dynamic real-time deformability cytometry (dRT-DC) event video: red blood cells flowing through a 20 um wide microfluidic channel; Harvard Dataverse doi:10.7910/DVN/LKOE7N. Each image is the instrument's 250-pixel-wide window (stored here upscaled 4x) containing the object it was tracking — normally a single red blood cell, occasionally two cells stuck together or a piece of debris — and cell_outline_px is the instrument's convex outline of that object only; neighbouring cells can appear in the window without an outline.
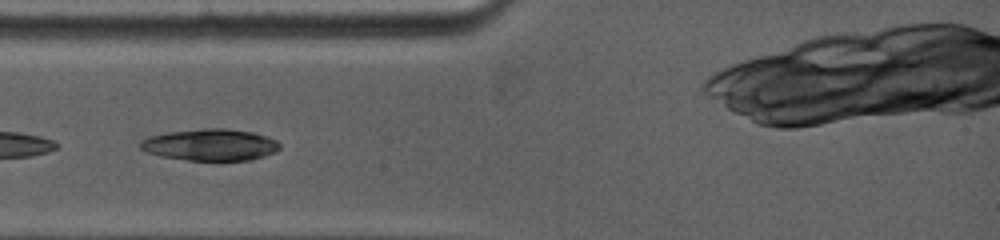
{"species": "common noctule bat (a hibernating species)", "species_latin": "Nyctalus noctula", "temperature_condition": "warm", "stored_images_in_passage": 28, "camera_frame_rate_fps": 5000, "um_per_image_px": 0.085, "animal": {"sex": "female", "body_mass_g": 19.0, "forearm_length_mm": 53.3}, "frame": {"image": 1, "passage_image": 2, "time_ms": 0.6, "image_size_px": [1000, 240], "cell_outline_px": [[280, 148], [264, 156], [248, 160], [188, 160], [160, 156], [148, 152], [140, 148], [136, 144], [140, 140], [148, 136], [168, 132], [204, 128], [228, 128], [252, 132], [268, 136], [276, 140], [280, 144]], "centroid_in_image_um": [17.84, 12.29], "position_along_channel_um": 67.2, "area_um2": 25.84}}
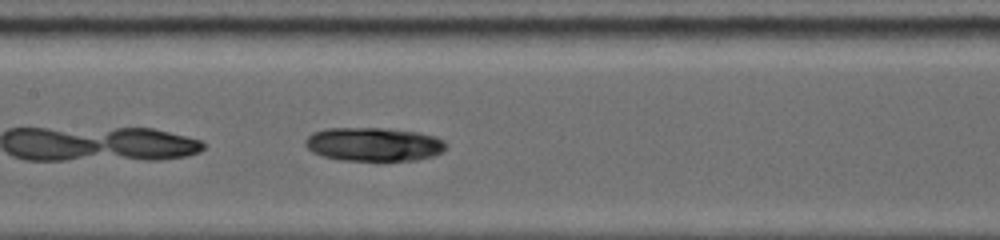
{"frame": {"image": 2, "passage_image": 10, "time_ms": 3.4, "image_size_px": [1000, 240], "cell_outline_px": [[448, 148], [444, 152], [432, 156], [416, 160], [340, 160], [320, 156], [312, 152], [304, 144], [304, 140], [312, 132], [328, 128], [388, 128], [416, 132], [436, 136], [444, 140], [448, 144]], "centroid_in_image_um": [31.78, 12.26], "position_along_channel_um": 175.6, "area_um2": 27.98}}
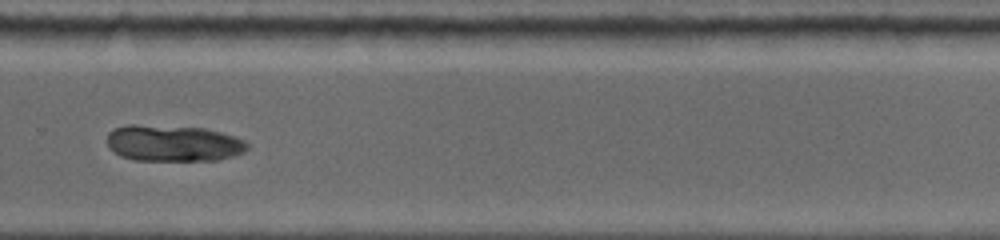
{"frame": {"image": 3, "passage_image": 20, "time_ms": 7.0, "image_size_px": [1000, 240], "cell_outline_px": [[248, 148], [244, 152], [236, 156], [220, 160], [132, 160], [120, 156], [108, 148], [108, 132], [116, 128], [128, 124], [136, 124], [204, 128], [220, 132], [244, 140], [248, 144]], "centroid_in_image_um": [14.72, 12.18], "position_along_channel_um": 315.1, "area_um2": 29.88}}